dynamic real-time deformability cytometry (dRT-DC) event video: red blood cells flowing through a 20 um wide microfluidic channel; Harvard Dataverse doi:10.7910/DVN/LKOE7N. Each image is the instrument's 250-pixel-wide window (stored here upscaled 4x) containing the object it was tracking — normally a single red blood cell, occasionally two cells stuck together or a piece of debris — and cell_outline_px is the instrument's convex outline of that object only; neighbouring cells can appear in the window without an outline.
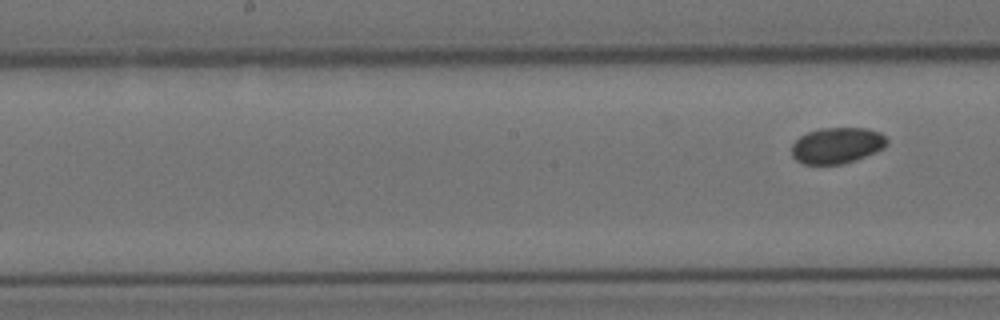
{"species": "Egyptian fruit bat (a non-hibernating species)", "species_latin": "Rousettus aegyptiacus", "temperature_condition": "cold", "stored_images_in_passage": 5, "segment_of_instrument_passage": [2, 2], "camera_frame_rate_fps": 3000, "um_per_image_px": 0.085, "animal": {"sex": "female"}, "frame": {"image": 1, "passage_image": 5, "time_ms": 5.667, "image_size_px": [1000, 320], "cell_outline_px": [[888, 144], [884, 148], [876, 152], [840, 164], [804, 164], [796, 160], [792, 156], [792, 144], [800, 136], [808, 132], [820, 128], [868, 128], [880, 132], [888, 140]], "centroid_in_image_um": [71.15, 12.35], "position_along_channel_um": 177.1, "area_um2": 19.94}}